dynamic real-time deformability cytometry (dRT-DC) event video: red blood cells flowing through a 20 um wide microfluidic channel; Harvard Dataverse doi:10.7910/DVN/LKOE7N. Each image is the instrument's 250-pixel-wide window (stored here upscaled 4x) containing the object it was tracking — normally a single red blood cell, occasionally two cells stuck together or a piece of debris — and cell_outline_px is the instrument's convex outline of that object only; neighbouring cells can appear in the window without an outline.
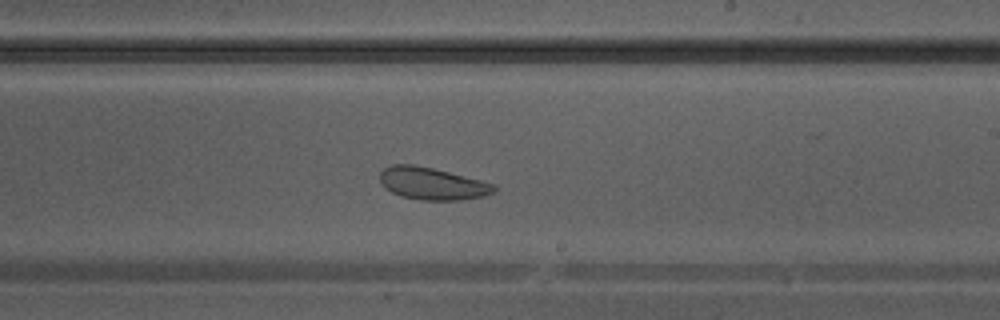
{"species": "Egyptian fruit bat (a non-hibernating species)", "species_latin": "Rousettus aegyptiacus", "temperature_condition": "warm", "stored_images_in_passage": 31, "camera_frame_rate_fps": 3000, "um_per_image_px": 0.085, "animal": {"sex": "male"}, "frame": {"image": 1, "passage_image": 14, "time_ms": 4.333, "image_size_px": [1000, 320], "cell_outline_px": [[496, 192], [484, 196], [460, 200], [420, 200], [400, 196], [392, 192], [380, 180], [380, 172], [384, 168], [392, 164], [412, 164], [432, 168], [496, 184]], "centroid_in_image_um": [36.76, 15.61], "position_along_channel_um": 252.2, "area_um2": 21.33}}